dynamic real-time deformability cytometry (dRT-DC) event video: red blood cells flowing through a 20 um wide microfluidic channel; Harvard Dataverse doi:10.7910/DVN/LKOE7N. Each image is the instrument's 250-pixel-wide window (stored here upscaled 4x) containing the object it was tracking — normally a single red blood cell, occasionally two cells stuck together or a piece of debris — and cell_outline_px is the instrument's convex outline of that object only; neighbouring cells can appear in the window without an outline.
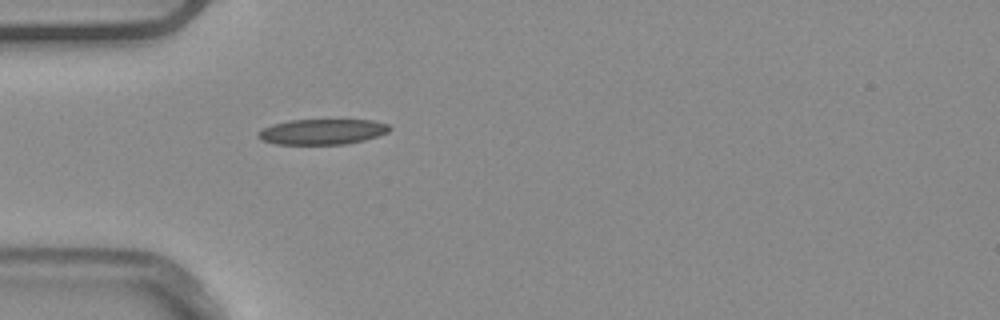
{"species": "common noctule bat (a hibernating species)", "species_latin": "Nyctalus noctula", "temperature_condition": "warm", "stored_images_in_passage": 37, "camera_frame_rate_fps": 3000, "um_per_image_px": 0.085, "animal": {"sex": "male", "body_mass_g": 20.4}, "frame": {"image": 1, "passage_image": 1, "time_ms": 0.0, "image_size_px": [1000, 320], "cell_outline_px": [[392, 128], [388, 132], [364, 140], [344, 144], [276, 144], [264, 140], [256, 136], [256, 132], [272, 124], [292, 120], [372, 120], [388, 124]], "centroid_in_image_um": [27.39, 11.19], "position_along_channel_um": 57.6, "area_um2": 19.36}}
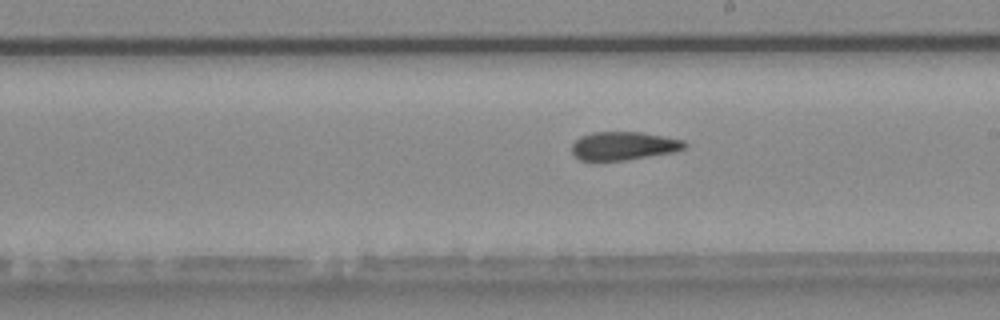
{"frame": {"image": 2, "passage_image": 15, "time_ms": 4.667, "image_size_px": [1000, 320], "cell_outline_px": [[688, 144], [684, 148], [672, 152], [624, 160], [580, 160], [572, 152], [572, 144], [580, 136], [592, 132], [640, 132], [684, 140]], "centroid_in_image_um": [52.99, 12.39], "position_along_channel_um": 236.0, "area_um2": 18.38}}
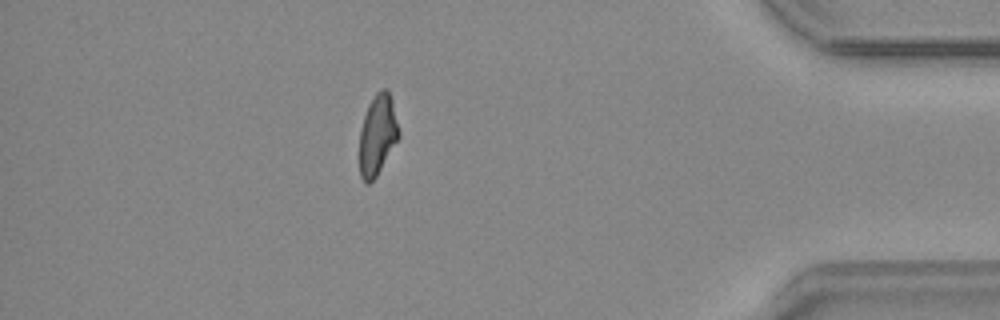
{"frame": {"image": 3, "passage_image": 31, "time_ms": 10.0, "image_size_px": [1000, 320], "cell_outline_px": [[400, 136], [376, 176], [368, 184], [364, 184], [360, 176], [360, 128], [368, 104], [376, 92], [384, 88], [388, 88], [392, 100], [400, 132]], "centroid_in_image_um": [32.09, 11.44], "position_along_channel_um": 403.1, "area_um2": 18.44}, "authors_computed_cell_mechanics": {"area_um2": 19.074, "velocity_mm_per_s": 3.9094, "shape_relaxation_time_tau1_ms": null, "shape_relaxation_time_tau2_ms": 3.9608, "deformation_change_tau1": null, "deformation_change_tau2": 0.1281}}